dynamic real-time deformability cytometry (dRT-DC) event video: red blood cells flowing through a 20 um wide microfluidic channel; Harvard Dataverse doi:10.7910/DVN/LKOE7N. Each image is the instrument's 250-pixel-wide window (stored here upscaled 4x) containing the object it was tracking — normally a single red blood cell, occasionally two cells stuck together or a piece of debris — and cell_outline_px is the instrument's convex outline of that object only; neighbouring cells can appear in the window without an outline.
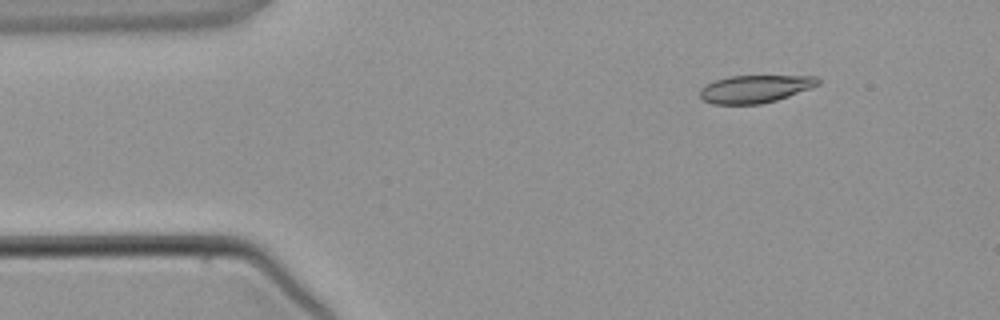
{"species": "common noctule bat (a hibernating species)", "species_latin": "Nyctalus noctula", "temperature_condition": "warm", "stored_images_in_passage": 5, "segment_of_instrument_passage": [2, 2], "camera_frame_rate_fps": 3000, "um_per_image_px": 0.085, "animal": {"sex": "male", "body_mass_g": 21.5, "forearm_length_mm": 52.0}, "frame": {"image": 1, "passage_image": 5, "time_ms": 4.667, "image_size_px": [1000, 320], "cell_outline_px": [[820, 84], [788, 96], [776, 100], [760, 104], [712, 104], [704, 100], [700, 96], [700, 88], [704, 84], [728, 76], [816, 76], [820, 80]], "centroid_in_image_um": [64.15, 7.55], "position_along_channel_um": 20.9, "area_um2": 18.96}}